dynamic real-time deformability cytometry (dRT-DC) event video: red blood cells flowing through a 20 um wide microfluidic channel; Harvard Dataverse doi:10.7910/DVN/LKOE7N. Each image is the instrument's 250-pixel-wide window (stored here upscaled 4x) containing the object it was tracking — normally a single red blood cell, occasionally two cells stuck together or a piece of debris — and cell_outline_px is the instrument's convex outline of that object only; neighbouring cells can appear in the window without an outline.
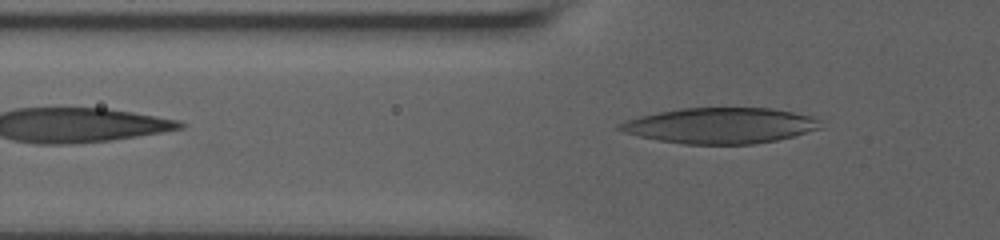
{"species": "human", "species_latin": "Homo sapiens", "temperature_condition": "room temperature", "stored_images_in_passage": 5, "camera_frame_rate_fps": 3000, "um_per_image_px": 0.085, "donor": {"sex": "male"}, "frame": {"image": 1, "passage_image": 5, "time_ms": 3.0, "image_size_px": [1000, 240], "cell_outline_px": [[824, 128], [776, 140], [752, 144], [684, 144], [660, 140], [640, 136], [624, 132], [616, 128], [616, 124], [624, 120], [656, 112], [680, 108], [772, 108], [812, 116], [824, 120]], "centroid_in_image_um": [61.26, 10.66], "position_along_channel_um": 64.5, "area_um2": 42.08}}